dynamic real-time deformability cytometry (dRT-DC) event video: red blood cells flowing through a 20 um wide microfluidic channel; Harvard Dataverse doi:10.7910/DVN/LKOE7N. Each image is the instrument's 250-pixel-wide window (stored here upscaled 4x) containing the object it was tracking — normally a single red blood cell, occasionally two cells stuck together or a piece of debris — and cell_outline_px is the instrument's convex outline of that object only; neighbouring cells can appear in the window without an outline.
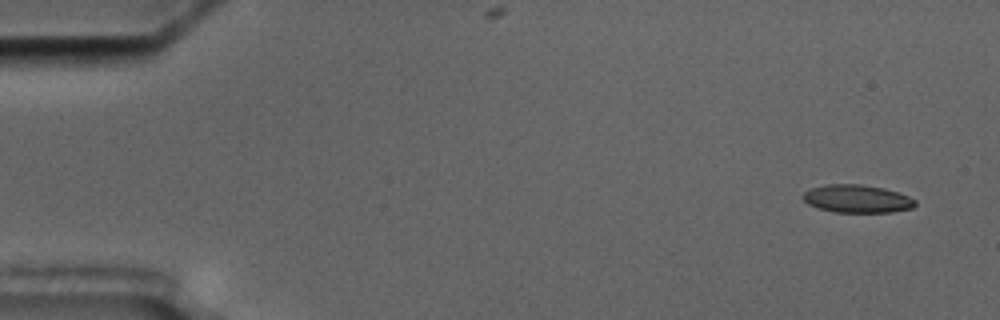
{"species": "common noctule bat (a hibernating species)", "species_latin": "Nyctalus noctula", "temperature_condition": "cold", "stored_images_in_passage": 6, "camera_frame_rate_fps": 3000, "um_per_image_px": 0.085, "animal": {"sex": "male", "body_mass_g": 17.5, "forearm_length_mm": 52.3}, "frame": {"image": 1, "passage_image": 2, "time_ms": 1.0, "image_size_px": [1000, 320], "cell_outline_px": [[916, 204], [912, 208], [892, 212], [832, 212], [816, 208], [808, 204], [800, 196], [804, 192], [812, 188], [828, 184], [860, 184], [884, 188], [908, 196], [916, 200]], "centroid_in_image_um": [72.82, 16.9], "position_along_channel_um": 12.2, "area_um2": 18.32}}
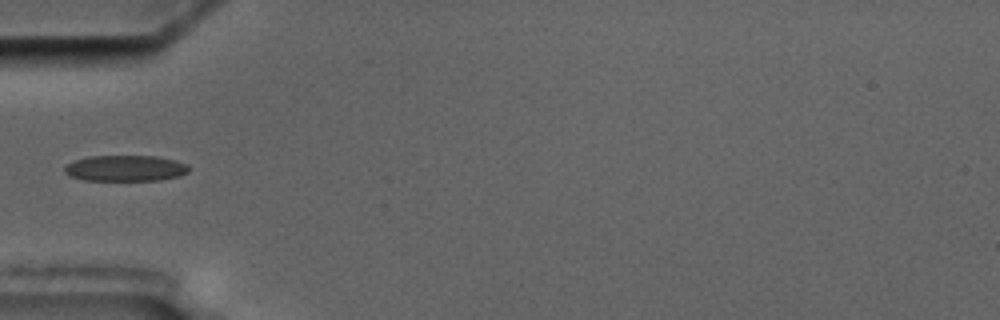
{"frame": {"image": 2, "passage_image": 6, "time_ms": 6.333, "image_size_px": [1000, 320], "cell_outline_px": [[188, 172], [176, 176], [160, 180], [84, 180], [68, 176], [64, 172], [64, 168], [68, 164], [76, 160], [88, 156], [156, 156], [176, 160], [188, 164]], "centroid_in_image_um": [10.64, 14.3], "position_along_channel_um": 74.4, "area_um2": 18.73}}